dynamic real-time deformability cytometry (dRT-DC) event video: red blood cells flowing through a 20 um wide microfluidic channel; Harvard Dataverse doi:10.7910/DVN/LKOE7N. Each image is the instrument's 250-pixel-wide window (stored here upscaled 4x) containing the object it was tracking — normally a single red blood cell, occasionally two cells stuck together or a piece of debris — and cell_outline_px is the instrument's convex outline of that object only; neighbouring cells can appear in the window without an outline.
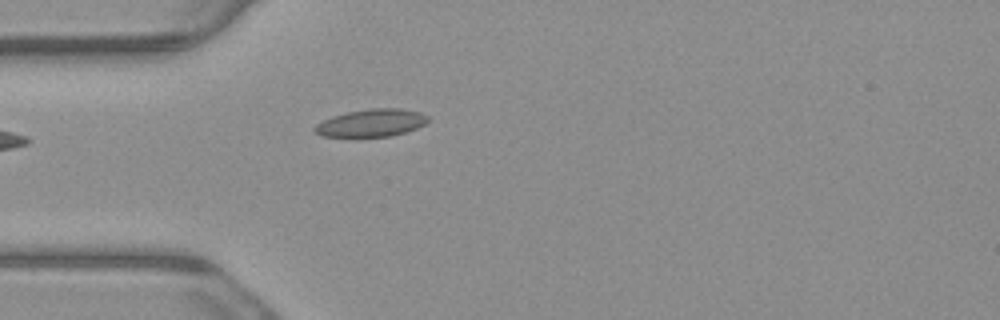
{"species": "common noctule bat (a hibernating species)", "species_latin": "Nyctalus noctula", "temperature_condition": "warm", "stored_images_in_passage": 5, "camera_frame_rate_fps": 3000, "um_per_image_px": 0.085, "animal": {"sex": "male", "body_mass_g": 23.1, "forearm_length_mm": 52.7}, "frame": {"image": 1, "passage_image": 5, "time_ms": 1.333, "image_size_px": [1000, 320], "cell_outline_px": [[428, 120], [424, 124], [416, 128], [392, 136], [356, 140], [320, 136], [312, 128], [316, 124], [332, 116], [348, 112], [372, 108], [400, 108], [420, 112], [428, 116]], "centroid_in_image_um": [31.49, 10.51], "position_along_channel_um": 53.5, "area_um2": 19.02}}